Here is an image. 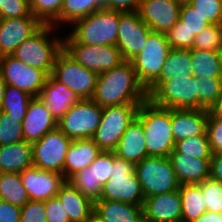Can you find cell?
Returning <instances> with one entry per match:
<instances>
[{
    "instance_id": "cell-1",
    "label": "cell",
    "mask_w": 222,
    "mask_h": 222,
    "mask_svg": "<svg viewBox=\"0 0 222 222\" xmlns=\"http://www.w3.org/2000/svg\"><path fill=\"white\" fill-rule=\"evenodd\" d=\"M100 107L124 104H142L148 100L145 87L137 78L130 61L98 74L95 92L91 98Z\"/></svg>"
},
{
    "instance_id": "cell-2",
    "label": "cell",
    "mask_w": 222,
    "mask_h": 222,
    "mask_svg": "<svg viewBox=\"0 0 222 222\" xmlns=\"http://www.w3.org/2000/svg\"><path fill=\"white\" fill-rule=\"evenodd\" d=\"M136 118L143 125L148 156L169 157L175 148L171 109L158 107L148 99L139 106Z\"/></svg>"
},
{
    "instance_id": "cell-3",
    "label": "cell",
    "mask_w": 222,
    "mask_h": 222,
    "mask_svg": "<svg viewBox=\"0 0 222 222\" xmlns=\"http://www.w3.org/2000/svg\"><path fill=\"white\" fill-rule=\"evenodd\" d=\"M57 29L53 25L43 24L32 36L21 43L12 55L24 64L51 75L55 59L63 50V35L60 37L58 33L61 31Z\"/></svg>"
},
{
    "instance_id": "cell-4",
    "label": "cell",
    "mask_w": 222,
    "mask_h": 222,
    "mask_svg": "<svg viewBox=\"0 0 222 222\" xmlns=\"http://www.w3.org/2000/svg\"><path fill=\"white\" fill-rule=\"evenodd\" d=\"M120 11L102 8L74 21L66 33L75 43L117 45Z\"/></svg>"
},
{
    "instance_id": "cell-5",
    "label": "cell",
    "mask_w": 222,
    "mask_h": 222,
    "mask_svg": "<svg viewBox=\"0 0 222 222\" xmlns=\"http://www.w3.org/2000/svg\"><path fill=\"white\" fill-rule=\"evenodd\" d=\"M110 179L103 185L99 200L121 201L143 206L144 195L137 179L134 163L125 161L113 152Z\"/></svg>"
},
{
    "instance_id": "cell-6",
    "label": "cell",
    "mask_w": 222,
    "mask_h": 222,
    "mask_svg": "<svg viewBox=\"0 0 222 222\" xmlns=\"http://www.w3.org/2000/svg\"><path fill=\"white\" fill-rule=\"evenodd\" d=\"M135 166V173L145 198L179 189L180 184L168 157L148 156Z\"/></svg>"
},
{
    "instance_id": "cell-7",
    "label": "cell",
    "mask_w": 222,
    "mask_h": 222,
    "mask_svg": "<svg viewBox=\"0 0 222 222\" xmlns=\"http://www.w3.org/2000/svg\"><path fill=\"white\" fill-rule=\"evenodd\" d=\"M141 104L103 107L101 123L93 141L101 151L114 152L127 127L136 119Z\"/></svg>"
},
{
    "instance_id": "cell-8",
    "label": "cell",
    "mask_w": 222,
    "mask_h": 222,
    "mask_svg": "<svg viewBox=\"0 0 222 222\" xmlns=\"http://www.w3.org/2000/svg\"><path fill=\"white\" fill-rule=\"evenodd\" d=\"M103 107L92 99L76 102L57 122V128L72 140L92 138L101 123Z\"/></svg>"
},
{
    "instance_id": "cell-9",
    "label": "cell",
    "mask_w": 222,
    "mask_h": 222,
    "mask_svg": "<svg viewBox=\"0 0 222 222\" xmlns=\"http://www.w3.org/2000/svg\"><path fill=\"white\" fill-rule=\"evenodd\" d=\"M63 50L77 63L96 73L118 67L124 62L116 45H85L63 36Z\"/></svg>"
},
{
    "instance_id": "cell-10",
    "label": "cell",
    "mask_w": 222,
    "mask_h": 222,
    "mask_svg": "<svg viewBox=\"0 0 222 222\" xmlns=\"http://www.w3.org/2000/svg\"><path fill=\"white\" fill-rule=\"evenodd\" d=\"M51 76L72 90L80 100L93 97L98 79V73L77 63L64 50L57 55Z\"/></svg>"
},
{
    "instance_id": "cell-11",
    "label": "cell",
    "mask_w": 222,
    "mask_h": 222,
    "mask_svg": "<svg viewBox=\"0 0 222 222\" xmlns=\"http://www.w3.org/2000/svg\"><path fill=\"white\" fill-rule=\"evenodd\" d=\"M170 49L164 33L151 31L142 51L130 60L145 89L158 78Z\"/></svg>"
},
{
    "instance_id": "cell-12",
    "label": "cell",
    "mask_w": 222,
    "mask_h": 222,
    "mask_svg": "<svg viewBox=\"0 0 222 222\" xmlns=\"http://www.w3.org/2000/svg\"><path fill=\"white\" fill-rule=\"evenodd\" d=\"M60 129L47 132L32 144L33 166L63 175L67 151L72 143Z\"/></svg>"
},
{
    "instance_id": "cell-13",
    "label": "cell",
    "mask_w": 222,
    "mask_h": 222,
    "mask_svg": "<svg viewBox=\"0 0 222 222\" xmlns=\"http://www.w3.org/2000/svg\"><path fill=\"white\" fill-rule=\"evenodd\" d=\"M0 73L6 85L27 92L32 97H39L48 75L35 67H30L13 55L0 57Z\"/></svg>"
},
{
    "instance_id": "cell-14",
    "label": "cell",
    "mask_w": 222,
    "mask_h": 222,
    "mask_svg": "<svg viewBox=\"0 0 222 222\" xmlns=\"http://www.w3.org/2000/svg\"><path fill=\"white\" fill-rule=\"evenodd\" d=\"M168 109H197V78L192 76L165 81L149 98Z\"/></svg>"
},
{
    "instance_id": "cell-15",
    "label": "cell",
    "mask_w": 222,
    "mask_h": 222,
    "mask_svg": "<svg viewBox=\"0 0 222 222\" xmlns=\"http://www.w3.org/2000/svg\"><path fill=\"white\" fill-rule=\"evenodd\" d=\"M117 47L124 61H130L138 55L147 43L152 31L137 12H120Z\"/></svg>"
},
{
    "instance_id": "cell-16",
    "label": "cell",
    "mask_w": 222,
    "mask_h": 222,
    "mask_svg": "<svg viewBox=\"0 0 222 222\" xmlns=\"http://www.w3.org/2000/svg\"><path fill=\"white\" fill-rule=\"evenodd\" d=\"M180 8L176 0H141L136 12L152 31L166 34L179 20Z\"/></svg>"
},
{
    "instance_id": "cell-17",
    "label": "cell",
    "mask_w": 222,
    "mask_h": 222,
    "mask_svg": "<svg viewBox=\"0 0 222 222\" xmlns=\"http://www.w3.org/2000/svg\"><path fill=\"white\" fill-rule=\"evenodd\" d=\"M20 174L23 186L32 201H46L59 192L66 179L62 174L32 166Z\"/></svg>"
},
{
    "instance_id": "cell-18",
    "label": "cell",
    "mask_w": 222,
    "mask_h": 222,
    "mask_svg": "<svg viewBox=\"0 0 222 222\" xmlns=\"http://www.w3.org/2000/svg\"><path fill=\"white\" fill-rule=\"evenodd\" d=\"M42 25L34 16L0 19V57L12 55Z\"/></svg>"
},
{
    "instance_id": "cell-19",
    "label": "cell",
    "mask_w": 222,
    "mask_h": 222,
    "mask_svg": "<svg viewBox=\"0 0 222 222\" xmlns=\"http://www.w3.org/2000/svg\"><path fill=\"white\" fill-rule=\"evenodd\" d=\"M142 208L144 222H182L179 190L146 197Z\"/></svg>"
},
{
    "instance_id": "cell-20",
    "label": "cell",
    "mask_w": 222,
    "mask_h": 222,
    "mask_svg": "<svg viewBox=\"0 0 222 222\" xmlns=\"http://www.w3.org/2000/svg\"><path fill=\"white\" fill-rule=\"evenodd\" d=\"M57 128V121L40 97H32L22 120L24 141L33 143Z\"/></svg>"
},
{
    "instance_id": "cell-21",
    "label": "cell",
    "mask_w": 222,
    "mask_h": 222,
    "mask_svg": "<svg viewBox=\"0 0 222 222\" xmlns=\"http://www.w3.org/2000/svg\"><path fill=\"white\" fill-rule=\"evenodd\" d=\"M208 117L206 109H171L174 142L203 135L207 131Z\"/></svg>"
},
{
    "instance_id": "cell-22",
    "label": "cell",
    "mask_w": 222,
    "mask_h": 222,
    "mask_svg": "<svg viewBox=\"0 0 222 222\" xmlns=\"http://www.w3.org/2000/svg\"><path fill=\"white\" fill-rule=\"evenodd\" d=\"M168 158L180 185L199 184L210 177L211 159L192 158L189 155L179 153L175 148Z\"/></svg>"
},
{
    "instance_id": "cell-23",
    "label": "cell",
    "mask_w": 222,
    "mask_h": 222,
    "mask_svg": "<svg viewBox=\"0 0 222 222\" xmlns=\"http://www.w3.org/2000/svg\"><path fill=\"white\" fill-rule=\"evenodd\" d=\"M39 97L57 122L80 100L72 90L51 75H48Z\"/></svg>"
},
{
    "instance_id": "cell-24",
    "label": "cell",
    "mask_w": 222,
    "mask_h": 222,
    "mask_svg": "<svg viewBox=\"0 0 222 222\" xmlns=\"http://www.w3.org/2000/svg\"><path fill=\"white\" fill-rule=\"evenodd\" d=\"M191 50L170 49L158 78L146 89L148 98L165 82L192 76Z\"/></svg>"
},
{
    "instance_id": "cell-25",
    "label": "cell",
    "mask_w": 222,
    "mask_h": 222,
    "mask_svg": "<svg viewBox=\"0 0 222 222\" xmlns=\"http://www.w3.org/2000/svg\"><path fill=\"white\" fill-rule=\"evenodd\" d=\"M114 152L117 157L134 164L148 157L143 125L137 118L127 127Z\"/></svg>"
},
{
    "instance_id": "cell-26",
    "label": "cell",
    "mask_w": 222,
    "mask_h": 222,
    "mask_svg": "<svg viewBox=\"0 0 222 222\" xmlns=\"http://www.w3.org/2000/svg\"><path fill=\"white\" fill-rule=\"evenodd\" d=\"M101 153L92 138L73 140L66 154L63 176L68 180L76 172L88 167Z\"/></svg>"
},
{
    "instance_id": "cell-27",
    "label": "cell",
    "mask_w": 222,
    "mask_h": 222,
    "mask_svg": "<svg viewBox=\"0 0 222 222\" xmlns=\"http://www.w3.org/2000/svg\"><path fill=\"white\" fill-rule=\"evenodd\" d=\"M56 196L66 210L70 222H86L94 212V203L67 180Z\"/></svg>"
},
{
    "instance_id": "cell-28",
    "label": "cell",
    "mask_w": 222,
    "mask_h": 222,
    "mask_svg": "<svg viewBox=\"0 0 222 222\" xmlns=\"http://www.w3.org/2000/svg\"><path fill=\"white\" fill-rule=\"evenodd\" d=\"M94 212L104 222H144L141 205L121 201L98 200L94 203Z\"/></svg>"
},
{
    "instance_id": "cell-29",
    "label": "cell",
    "mask_w": 222,
    "mask_h": 222,
    "mask_svg": "<svg viewBox=\"0 0 222 222\" xmlns=\"http://www.w3.org/2000/svg\"><path fill=\"white\" fill-rule=\"evenodd\" d=\"M32 144L22 141L0 146V173H21L33 166Z\"/></svg>"
},
{
    "instance_id": "cell-30",
    "label": "cell",
    "mask_w": 222,
    "mask_h": 222,
    "mask_svg": "<svg viewBox=\"0 0 222 222\" xmlns=\"http://www.w3.org/2000/svg\"><path fill=\"white\" fill-rule=\"evenodd\" d=\"M191 66L196 78H222V52L191 49Z\"/></svg>"
},
{
    "instance_id": "cell-31",
    "label": "cell",
    "mask_w": 222,
    "mask_h": 222,
    "mask_svg": "<svg viewBox=\"0 0 222 222\" xmlns=\"http://www.w3.org/2000/svg\"><path fill=\"white\" fill-rule=\"evenodd\" d=\"M178 190L181 197L182 222H193L207 211L199 184H182Z\"/></svg>"
},
{
    "instance_id": "cell-32",
    "label": "cell",
    "mask_w": 222,
    "mask_h": 222,
    "mask_svg": "<svg viewBox=\"0 0 222 222\" xmlns=\"http://www.w3.org/2000/svg\"><path fill=\"white\" fill-rule=\"evenodd\" d=\"M102 8H105V0H63L59 14V29L70 26L77 19L87 17Z\"/></svg>"
},
{
    "instance_id": "cell-33",
    "label": "cell",
    "mask_w": 222,
    "mask_h": 222,
    "mask_svg": "<svg viewBox=\"0 0 222 222\" xmlns=\"http://www.w3.org/2000/svg\"><path fill=\"white\" fill-rule=\"evenodd\" d=\"M0 199L19 207L30 200L19 173H0Z\"/></svg>"
},
{
    "instance_id": "cell-34",
    "label": "cell",
    "mask_w": 222,
    "mask_h": 222,
    "mask_svg": "<svg viewBox=\"0 0 222 222\" xmlns=\"http://www.w3.org/2000/svg\"><path fill=\"white\" fill-rule=\"evenodd\" d=\"M31 98L32 96L27 92L6 85L0 111L8 114L9 117H14L17 121L22 122Z\"/></svg>"
},
{
    "instance_id": "cell-35",
    "label": "cell",
    "mask_w": 222,
    "mask_h": 222,
    "mask_svg": "<svg viewBox=\"0 0 222 222\" xmlns=\"http://www.w3.org/2000/svg\"><path fill=\"white\" fill-rule=\"evenodd\" d=\"M67 181L93 203L100 199L103 185L95 181L94 168L91 165L76 172Z\"/></svg>"
},
{
    "instance_id": "cell-36",
    "label": "cell",
    "mask_w": 222,
    "mask_h": 222,
    "mask_svg": "<svg viewBox=\"0 0 222 222\" xmlns=\"http://www.w3.org/2000/svg\"><path fill=\"white\" fill-rule=\"evenodd\" d=\"M222 95V78H197V109L209 110Z\"/></svg>"
},
{
    "instance_id": "cell-37",
    "label": "cell",
    "mask_w": 222,
    "mask_h": 222,
    "mask_svg": "<svg viewBox=\"0 0 222 222\" xmlns=\"http://www.w3.org/2000/svg\"><path fill=\"white\" fill-rule=\"evenodd\" d=\"M31 13L42 24L59 28V14L63 0H29Z\"/></svg>"
},
{
    "instance_id": "cell-38",
    "label": "cell",
    "mask_w": 222,
    "mask_h": 222,
    "mask_svg": "<svg viewBox=\"0 0 222 222\" xmlns=\"http://www.w3.org/2000/svg\"><path fill=\"white\" fill-rule=\"evenodd\" d=\"M175 149L179 153L189 155L192 158L211 159L213 155L207 131L203 135L189 137L176 142Z\"/></svg>"
},
{
    "instance_id": "cell-39",
    "label": "cell",
    "mask_w": 222,
    "mask_h": 222,
    "mask_svg": "<svg viewBox=\"0 0 222 222\" xmlns=\"http://www.w3.org/2000/svg\"><path fill=\"white\" fill-rule=\"evenodd\" d=\"M192 49L222 52V24H211L196 35Z\"/></svg>"
},
{
    "instance_id": "cell-40",
    "label": "cell",
    "mask_w": 222,
    "mask_h": 222,
    "mask_svg": "<svg viewBox=\"0 0 222 222\" xmlns=\"http://www.w3.org/2000/svg\"><path fill=\"white\" fill-rule=\"evenodd\" d=\"M24 141L22 122L0 111V146Z\"/></svg>"
},
{
    "instance_id": "cell-41",
    "label": "cell",
    "mask_w": 222,
    "mask_h": 222,
    "mask_svg": "<svg viewBox=\"0 0 222 222\" xmlns=\"http://www.w3.org/2000/svg\"><path fill=\"white\" fill-rule=\"evenodd\" d=\"M199 185L207 211L222 213V183L209 177Z\"/></svg>"
},
{
    "instance_id": "cell-42",
    "label": "cell",
    "mask_w": 222,
    "mask_h": 222,
    "mask_svg": "<svg viewBox=\"0 0 222 222\" xmlns=\"http://www.w3.org/2000/svg\"><path fill=\"white\" fill-rule=\"evenodd\" d=\"M179 20L191 34L198 35L211 24L190 4L181 5Z\"/></svg>"
},
{
    "instance_id": "cell-43",
    "label": "cell",
    "mask_w": 222,
    "mask_h": 222,
    "mask_svg": "<svg viewBox=\"0 0 222 222\" xmlns=\"http://www.w3.org/2000/svg\"><path fill=\"white\" fill-rule=\"evenodd\" d=\"M165 35L171 49L193 48L195 36L182 26L180 20Z\"/></svg>"
},
{
    "instance_id": "cell-44",
    "label": "cell",
    "mask_w": 222,
    "mask_h": 222,
    "mask_svg": "<svg viewBox=\"0 0 222 222\" xmlns=\"http://www.w3.org/2000/svg\"><path fill=\"white\" fill-rule=\"evenodd\" d=\"M190 5L210 24H222V0H192Z\"/></svg>"
},
{
    "instance_id": "cell-45",
    "label": "cell",
    "mask_w": 222,
    "mask_h": 222,
    "mask_svg": "<svg viewBox=\"0 0 222 222\" xmlns=\"http://www.w3.org/2000/svg\"><path fill=\"white\" fill-rule=\"evenodd\" d=\"M34 16L29 0H0V19Z\"/></svg>"
},
{
    "instance_id": "cell-46",
    "label": "cell",
    "mask_w": 222,
    "mask_h": 222,
    "mask_svg": "<svg viewBox=\"0 0 222 222\" xmlns=\"http://www.w3.org/2000/svg\"><path fill=\"white\" fill-rule=\"evenodd\" d=\"M90 165L94 168L95 181L104 185L111 177L113 152L101 151Z\"/></svg>"
},
{
    "instance_id": "cell-47",
    "label": "cell",
    "mask_w": 222,
    "mask_h": 222,
    "mask_svg": "<svg viewBox=\"0 0 222 222\" xmlns=\"http://www.w3.org/2000/svg\"><path fill=\"white\" fill-rule=\"evenodd\" d=\"M20 222H47L45 201L29 200L21 207Z\"/></svg>"
},
{
    "instance_id": "cell-48",
    "label": "cell",
    "mask_w": 222,
    "mask_h": 222,
    "mask_svg": "<svg viewBox=\"0 0 222 222\" xmlns=\"http://www.w3.org/2000/svg\"><path fill=\"white\" fill-rule=\"evenodd\" d=\"M207 135L212 153H222V118L208 117Z\"/></svg>"
},
{
    "instance_id": "cell-49",
    "label": "cell",
    "mask_w": 222,
    "mask_h": 222,
    "mask_svg": "<svg viewBox=\"0 0 222 222\" xmlns=\"http://www.w3.org/2000/svg\"><path fill=\"white\" fill-rule=\"evenodd\" d=\"M47 222H70L62 203L57 196L45 201Z\"/></svg>"
},
{
    "instance_id": "cell-50",
    "label": "cell",
    "mask_w": 222,
    "mask_h": 222,
    "mask_svg": "<svg viewBox=\"0 0 222 222\" xmlns=\"http://www.w3.org/2000/svg\"><path fill=\"white\" fill-rule=\"evenodd\" d=\"M21 207L0 199V222H20Z\"/></svg>"
},
{
    "instance_id": "cell-51",
    "label": "cell",
    "mask_w": 222,
    "mask_h": 222,
    "mask_svg": "<svg viewBox=\"0 0 222 222\" xmlns=\"http://www.w3.org/2000/svg\"><path fill=\"white\" fill-rule=\"evenodd\" d=\"M141 0H105V9L120 12H136Z\"/></svg>"
},
{
    "instance_id": "cell-52",
    "label": "cell",
    "mask_w": 222,
    "mask_h": 222,
    "mask_svg": "<svg viewBox=\"0 0 222 222\" xmlns=\"http://www.w3.org/2000/svg\"><path fill=\"white\" fill-rule=\"evenodd\" d=\"M210 177L222 183V153L212 155Z\"/></svg>"
},
{
    "instance_id": "cell-53",
    "label": "cell",
    "mask_w": 222,
    "mask_h": 222,
    "mask_svg": "<svg viewBox=\"0 0 222 222\" xmlns=\"http://www.w3.org/2000/svg\"><path fill=\"white\" fill-rule=\"evenodd\" d=\"M193 222H222V213L206 211Z\"/></svg>"
},
{
    "instance_id": "cell-54",
    "label": "cell",
    "mask_w": 222,
    "mask_h": 222,
    "mask_svg": "<svg viewBox=\"0 0 222 222\" xmlns=\"http://www.w3.org/2000/svg\"><path fill=\"white\" fill-rule=\"evenodd\" d=\"M209 117L222 118V95L215 102V104L209 109Z\"/></svg>"
},
{
    "instance_id": "cell-55",
    "label": "cell",
    "mask_w": 222,
    "mask_h": 222,
    "mask_svg": "<svg viewBox=\"0 0 222 222\" xmlns=\"http://www.w3.org/2000/svg\"><path fill=\"white\" fill-rule=\"evenodd\" d=\"M5 87H6V84H5V82L2 78V75L0 73V110H1L2 103H3Z\"/></svg>"
},
{
    "instance_id": "cell-56",
    "label": "cell",
    "mask_w": 222,
    "mask_h": 222,
    "mask_svg": "<svg viewBox=\"0 0 222 222\" xmlns=\"http://www.w3.org/2000/svg\"><path fill=\"white\" fill-rule=\"evenodd\" d=\"M86 222H104L95 212H93Z\"/></svg>"
},
{
    "instance_id": "cell-57",
    "label": "cell",
    "mask_w": 222,
    "mask_h": 222,
    "mask_svg": "<svg viewBox=\"0 0 222 222\" xmlns=\"http://www.w3.org/2000/svg\"><path fill=\"white\" fill-rule=\"evenodd\" d=\"M180 5L190 4L192 0H176Z\"/></svg>"
}]
</instances>
